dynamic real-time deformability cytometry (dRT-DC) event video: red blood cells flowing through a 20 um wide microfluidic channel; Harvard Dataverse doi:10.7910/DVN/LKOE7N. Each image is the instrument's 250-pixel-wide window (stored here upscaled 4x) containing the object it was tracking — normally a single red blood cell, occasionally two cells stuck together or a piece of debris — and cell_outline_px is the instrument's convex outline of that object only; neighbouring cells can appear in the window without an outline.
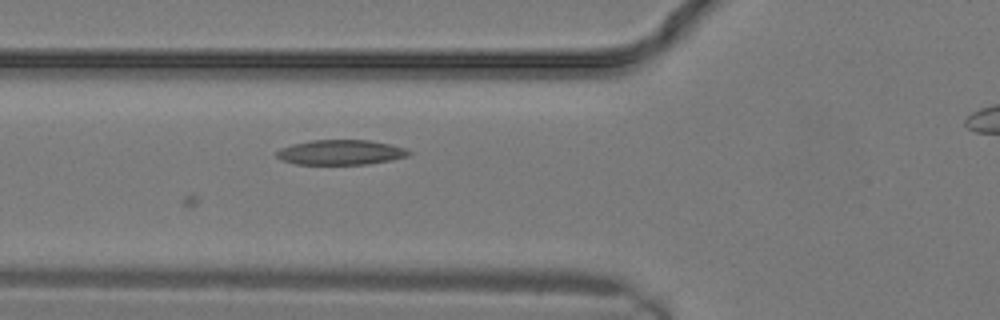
{"species": "common noctule bat (a hibernating species)", "species_latin": "Nyctalus noctula", "temperature_condition": "warm", "stored_images_in_passage": 3, "camera_frame_rate_fps": 3000, "um_per_image_px": 0.085, "animal": {"sex": "male", "body_mass_g": 19.2, "forearm_length_mm": 51.8}, "frame": {"image": 1, "passage_image": 2, "time_ms": 0.333, "image_size_px": [1000, 320], "cell_outline_px": [[412, 152], [408, 156], [392, 160], [368, 164], [296, 164], [280, 160], [276, 156], [276, 152], [280, 148], [292, 144], [312, 140], [368, 140], [388, 144], [404, 148]], "centroid_in_image_um": [28.93, 12.95], "position_along_channel_um": 96.9, "area_um2": 19.19}}